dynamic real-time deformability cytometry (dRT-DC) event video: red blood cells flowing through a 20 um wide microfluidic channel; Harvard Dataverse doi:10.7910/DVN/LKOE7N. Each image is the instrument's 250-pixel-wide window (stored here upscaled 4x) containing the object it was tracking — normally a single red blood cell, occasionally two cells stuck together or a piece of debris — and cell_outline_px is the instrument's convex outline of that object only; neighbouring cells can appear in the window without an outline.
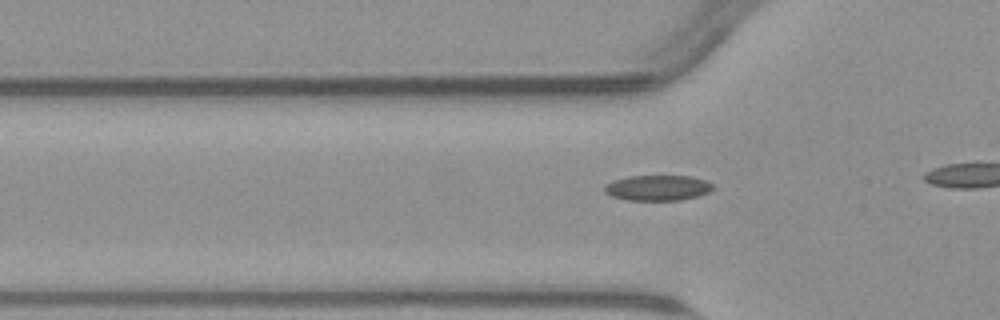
{"species": "common noctule bat (a hibernating species)", "species_latin": "Nyctalus noctula", "temperature_condition": "warm", "stored_images_in_passage": 15, "camera_frame_rate_fps": 3000, "um_per_image_px": 0.085, "animal": {"sex": "male", "body_mass_g": 23.1, "forearm_length_mm": 52.7}, "frame": {"image": 1, "passage_image": 9, "time_ms": 2.667, "image_size_px": [1000, 320], "cell_outline_px": [[712, 188], [708, 192], [696, 196], [680, 200], [628, 200], [612, 196], [604, 192], [604, 184], [628, 176], [692, 176], [708, 180], [712, 184]], "centroid_in_image_um": [55.9, 15.96], "position_along_channel_um": 69.9, "area_um2": 16.01}}
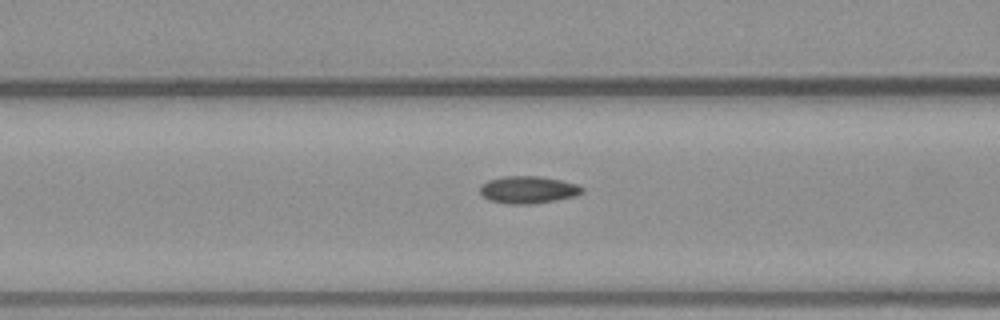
{"frame": {"image": 2, "passage_image": 13, "time_ms": 4.0, "image_size_px": [1000, 320], "cell_outline_px": [[584, 192], [576, 196], [556, 200], [532, 204], [508, 204], [488, 200], [480, 192], [480, 184], [488, 180], [504, 176], [540, 176], [560, 180], [576, 184], [584, 188]], "centroid_in_image_um": [44.88, 16.13], "position_along_channel_um": 121.7, "area_um2": 16.36}}